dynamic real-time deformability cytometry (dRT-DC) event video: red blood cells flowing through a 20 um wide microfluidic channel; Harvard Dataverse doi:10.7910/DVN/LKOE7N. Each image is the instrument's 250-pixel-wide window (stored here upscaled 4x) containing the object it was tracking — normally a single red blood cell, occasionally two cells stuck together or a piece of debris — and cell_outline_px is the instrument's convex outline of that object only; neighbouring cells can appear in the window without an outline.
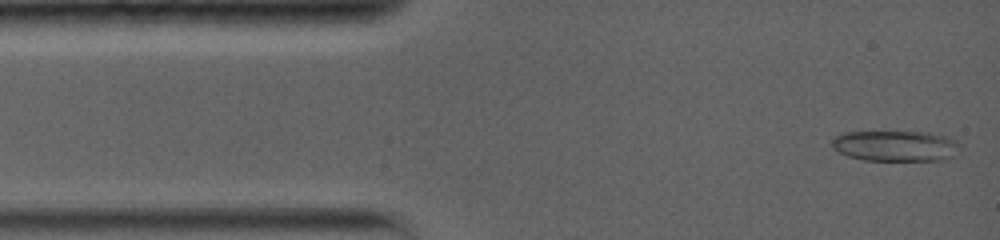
{"species": "common noctule bat (a hibernating species)", "species_latin": "Nyctalus noctula", "temperature_condition": "warm", "stored_images_in_passage": 60, "camera_frame_rate_fps": 5000, "um_per_image_px": 0.085, "animal": {"sex": "female", "body_mass_g": 19.0, "forearm_length_mm": 56.7}, "frame": {"image": 1, "passage_image": 2, "time_ms": 0.2, "image_size_px": [1000, 240], "cell_outline_px": [[956, 156], [944, 160], [864, 160], [848, 156], [832, 148], [832, 140], [836, 136], [844, 132], [928, 132], [944, 136], [956, 140]], "centroid_in_image_um": [76.09, 12.4], "position_along_channel_um": 8.9, "area_um2": 22.72}}
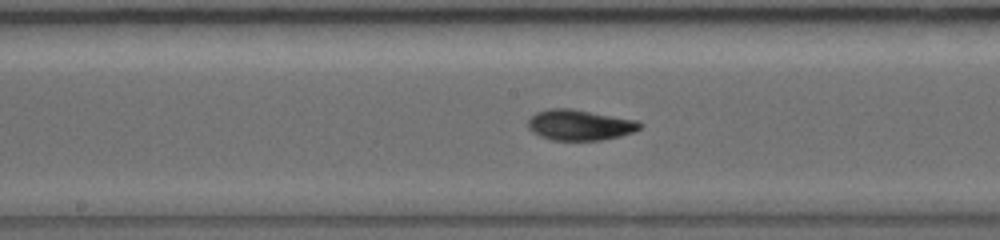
{"frame": {"image": 2, "passage_image": 30, "time_ms": 7.0, "image_size_px": [1000, 240], "cell_outline_px": [[644, 124], [640, 128], [632, 132], [620, 136], [600, 140], [552, 140], [540, 136], [532, 132], [528, 128], [528, 120], [536, 112], [548, 108], [572, 108], [636, 120]], "centroid_in_image_um": [49.26, 10.61], "position_along_channel_um": 198.9, "area_um2": 20.0}}
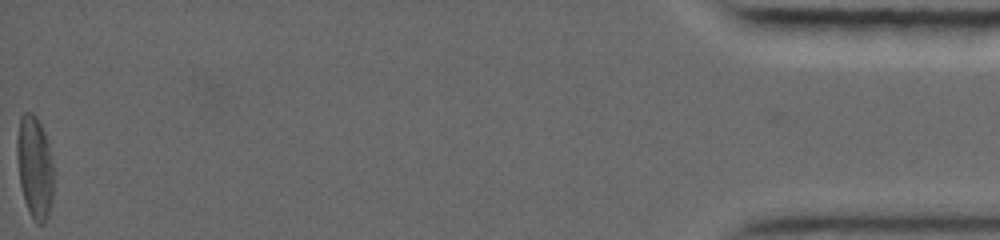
{"frame": {"image": 3, "passage_image": 60, "time_ms": 17.0, "image_size_px": [1000, 240], "cell_outline_px": [[52, 196], [48, 216], [44, 224], [36, 224], [24, 200], [20, 184], [16, 156], [16, 140], [20, 116], [24, 112], [32, 112], [36, 116], [44, 132], [48, 144], [52, 160]], "centroid_in_image_um": [2.92, 14.18], "position_along_channel_um": 432.3, "area_um2": 21.79}, "authors_computed_cell_mechanics": {"area_um2": 19.9699, "velocity_mm_per_s": 3.7678, "shape_relaxation_time_tau1_ms": 5.2229, "shape_relaxation_time_tau2_ms": 4.6342, "deformation_change_tau1": 0.1682, "deformation_change_tau2": 0.1008}}